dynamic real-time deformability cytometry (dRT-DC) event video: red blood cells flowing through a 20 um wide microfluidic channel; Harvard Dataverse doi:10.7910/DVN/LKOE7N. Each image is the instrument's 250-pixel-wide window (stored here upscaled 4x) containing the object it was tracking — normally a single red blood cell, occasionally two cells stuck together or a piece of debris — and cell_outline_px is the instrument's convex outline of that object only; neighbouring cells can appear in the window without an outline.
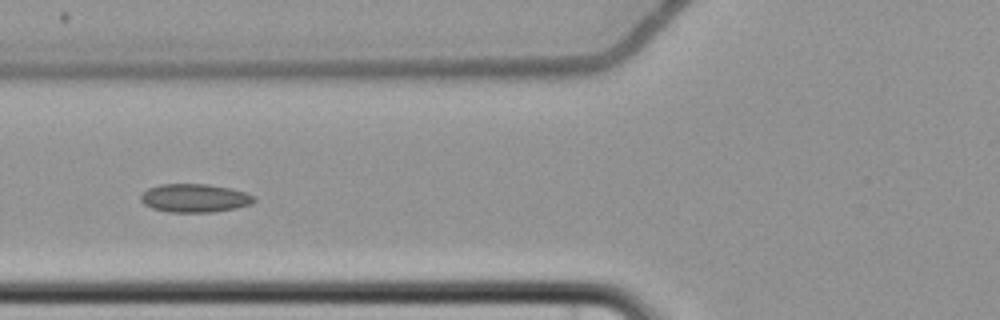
{"species": "common noctule bat (a hibernating species)", "species_latin": "Nyctalus noctula", "temperature_condition": "cold", "stored_images_in_passage": 10, "camera_frame_rate_fps": 3000, "um_per_image_px": 0.085, "animal": {"sex": "female", "body_mass_g": 22.7, "forearm_length_mm": 54.2}, "frame": {"image": 1, "passage_image": 7, "time_ms": 7.333, "image_size_px": [1000, 320], "cell_outline_px": [[256, 200], [252, 204], [236, 208], [212, 212], [168, 212], [152, 208], [144, 204], [140, 200], [140, 196], [148, 188], [160, 184], [208, 184], [228, 188], [244, 192], [256, 196]], "centroid_in_image_um": [16.55, 16.84], "position_along_channel_um": 109.3, "area_um2": 18.79}}
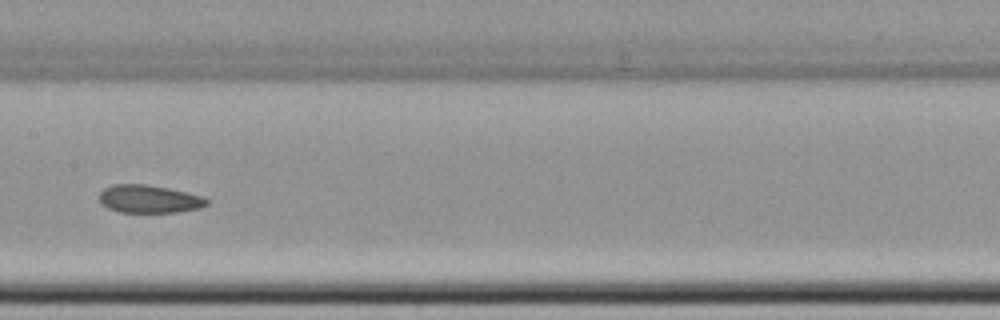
{"frame": {"image": 2, "passage_image": 9, "time_ms": 9.667, "image_size_px": [1000, 320], "cell_outline_px": [[208, 204], [200, 208], [176, 212], [120, 212], [108, 208], [100, 204], [100, 192], [104, 188], [112, 184], [144, 184], [168, 188], [204, 196], [208, 200]], "centroid_in_image_um": [12.67, 16.91], "position_along_channel_um": 194.7, "area_um2": 17.51}}